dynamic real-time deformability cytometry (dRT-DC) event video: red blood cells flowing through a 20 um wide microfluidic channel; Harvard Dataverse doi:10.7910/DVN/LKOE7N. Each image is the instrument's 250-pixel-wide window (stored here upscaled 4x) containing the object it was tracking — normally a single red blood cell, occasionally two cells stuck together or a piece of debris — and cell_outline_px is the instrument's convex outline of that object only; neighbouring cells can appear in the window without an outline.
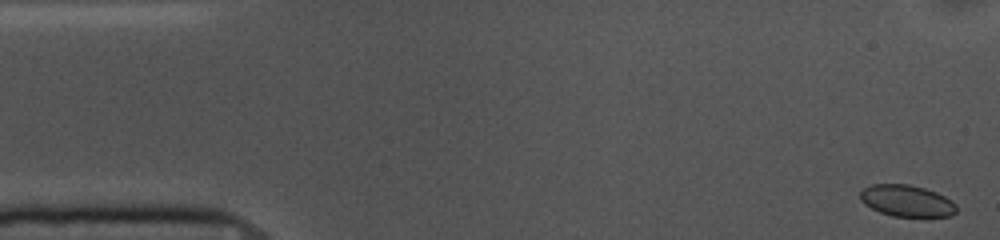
{"species": "common noctule bat (a hibernating species)", "species_latin": "Nyctalus noctula", "temperature_condition": "cold", "stored_images_in_passage": 53, "camera_frame_rate_fps": 3000, "um_per_image_px": 0.085, "animal": {"sex": "female", "body_mass_g": 10.0, "forearm_length_mm": 53.1}, "frame": {"image": 1, "passage_image": 1, "time_ms": 0.0, "image_size_px": [1000, 240], "cell_outline_px": [[956, 212], [952, 216], [892, 216], [880, 212], [864, 204], [860, 200], [860, 192], [864, 188], [872, 184], [908, 184], [924, 188], [936, 192], [952, 200], [956, 204]], "centroid_in_image_um": [77.07, 17.06], "position_along_channel_um": 7.9, "area_um2": 17.69}}
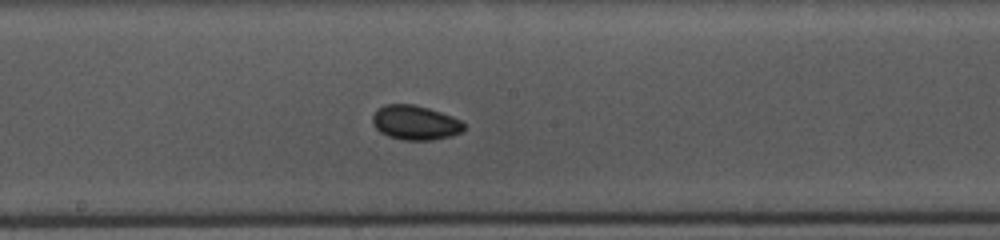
{"frame": {"image": 2, "passage_image": 27, "time_ms": 8.667, "image_size_px": [1000, 240], "cell_outline_px": [[464, 128], [460, 132], [452, 136], [432, 140], [404, 140], [388, 136], [380, 132], [372, 124], [372, 116], [384, 104], [412, 104], [428, 108], [452, 116], [460, 120], [464, 124]], "centroid_in_image_um": [35.28, 10.43], "position_along_channel_um": 212.9, "area_um2": 18.26}}
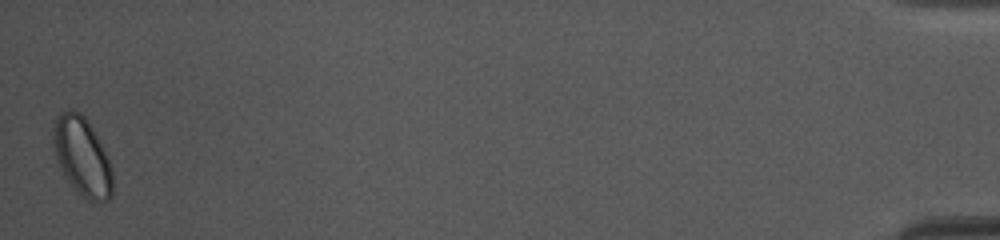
{"frame": {"image": 3, "passage_image": 53, "time_ms": 17.333, "image_size_px": [1000, 240], "cell_outline_px": [[112, 196], [108, 200], [88, 200], [72, 188], [60, 168], [56, 160], [52, 140], [52, 132], [56, 116], [60, 112], [68, 108], [72, 108], [80, 112], [88, 120], [104, 148], [108, 156], [112, 168]], "centroid_in_image_um": [6.96, 13.26], "position_along_channel_um": 428.2, "area_um2": 27.57}, "authors_computed_cell_mechanics": {"area_um2": 17.9758, "velocity_mm_per_s": 3.6322, "shape_relaxation_time_tau1_ms": 1.4108, "shape_relaxation_time_tau2_ms": 9.3075, "deformation_change_tau1": 0.0506, "deformation_change_tau2": 0.0864}}